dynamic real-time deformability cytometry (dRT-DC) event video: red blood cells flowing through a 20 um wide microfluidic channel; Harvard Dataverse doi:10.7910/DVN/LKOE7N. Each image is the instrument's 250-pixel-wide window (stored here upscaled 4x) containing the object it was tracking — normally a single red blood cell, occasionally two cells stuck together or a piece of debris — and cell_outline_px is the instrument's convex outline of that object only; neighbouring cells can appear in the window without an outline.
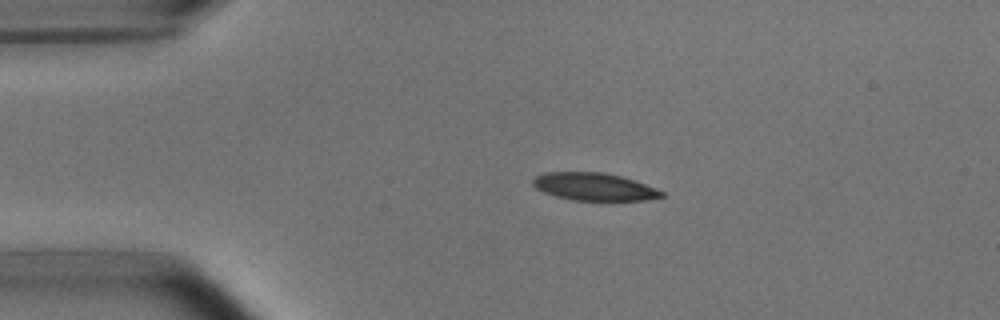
{"species": "common noctule bat (a hibernating species)", "species_latin": "Nyctalus noctula", "temperature_condition": "room temperature", "stored_images_in_passage": 44, "camera_frame_rate_fps": 3000, "um_per_image_px": 0.085, "animal": {"sex": "male", "body_mass_g": 15.6}, "frame": {"image": 1, "passage_image": 2, "time_ms": 0.333, "image_size_px": [1000, 320], "cell_outline_px": [[664, 196], [644, 200], [572, 200], [556, 196], [544, 192], [536, 188], [532, 184], [532, 180], [536, 176], [544, 172], [604, 172], [620, 176], [644, 184], [664, 192]], "centroid_in_image_um": [50.45, 15.86], "position_along_channel_um": 34.5, "area_um2": 20.46}}
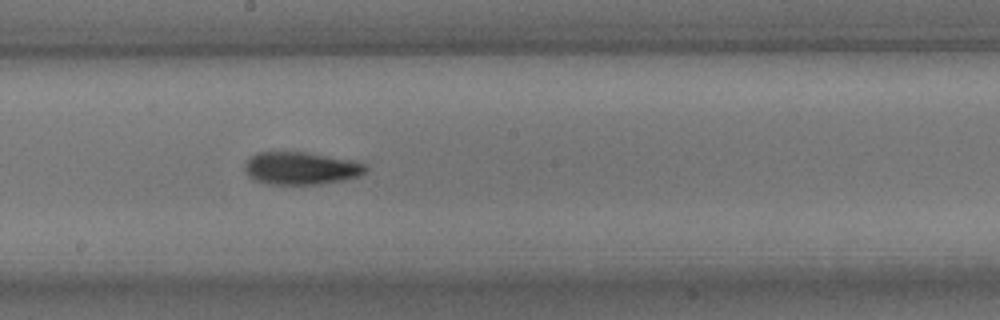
{"frame": {"image": 2, "passage_image": 20, "time_ms": 6.333, "image_size_px": [1000, 320], "cell_outline_px": [[368, 168], [360, 176], [344, 180], [320, 184], [272, 184], [256, 180], [248, 176], [244, 168], [244, 164], [256, 152], [304, 152], [348, 160], [364, 164]], "centroid_in_image_um": [25.56, 14.31], "position_along_channel_um": 222.6, "area_um2": 22.66}}
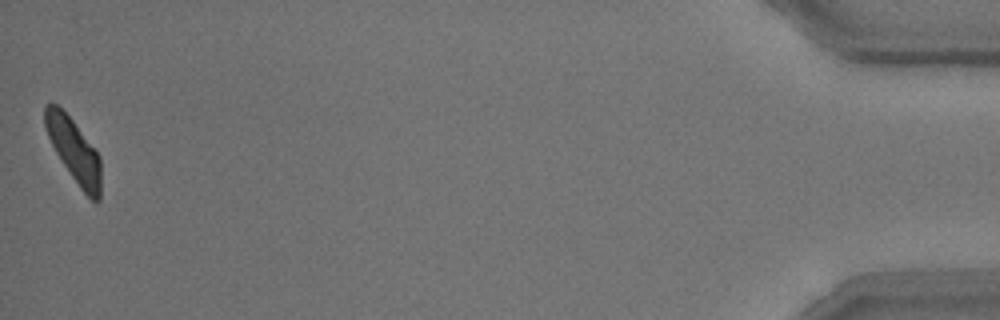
{"frame": {"image": 3, "passage_image": 44, "time_ms": 14.333, "image_size_px": [1000, 320], "cell_outline_px": [[100, 200], [96, 204], [80, 188], [56, 152], [48, 136], [44, 124], [44, 108], [48, 104], [56, 104], [72, 120], [100, 156]], "centroid_in_image_um": [6.29, 12.81], "position_along_channel_um": 428.9, "area_um2": 20.11}, "authors_computed_cell_mechanics": {"area_um2": 22.0507, "velocity_mm_per_s": 3.7512, "shape_relaxation_time_tau1_ms": 4.8407, "shape_relaxation_time_tau2_ms": 3.6734, "deformation_change_tau1": 0.1778, "deformation_change_tau2": 0.107}}